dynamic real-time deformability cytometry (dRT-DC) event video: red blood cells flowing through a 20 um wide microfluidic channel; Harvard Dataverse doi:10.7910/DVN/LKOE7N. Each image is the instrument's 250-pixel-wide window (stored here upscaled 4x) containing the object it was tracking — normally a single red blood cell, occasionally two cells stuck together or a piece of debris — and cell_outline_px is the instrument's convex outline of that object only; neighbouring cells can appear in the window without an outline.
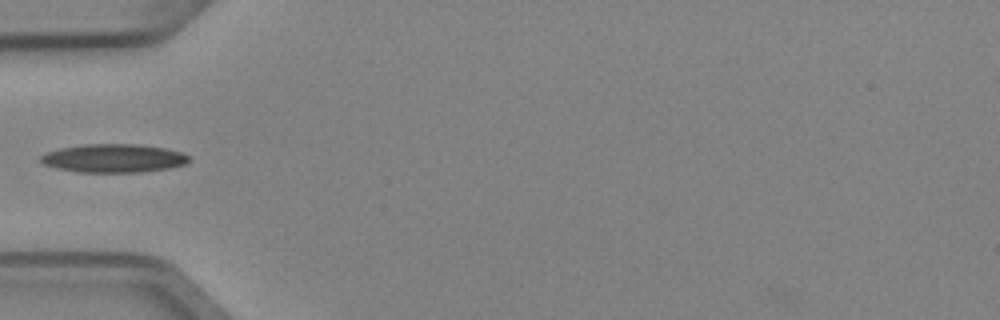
{"species": "Egyptian fruit bat (a non-hibernating species)", "species_latin": "Rousettus aegyptiacus", "temperature_condition": "cold", "stored_images_in_passage": 6, "camera_frame_rate_fps": 3000, "um_per_image_px": 0.085, "animal": {"sex": "female"}, "frame": {"image": 1, "passage_image": 5, "time_ms": 1.333, "image_size_px": [1000, 320], "cell_outline_px": [[192, 160], [184, 164], [168, 168], [140, 172], [80, 172], [56, 168], [44, 164], [40, 160], [40, 156], [48, 152], [60, 148], [84, 144], [140, 144], [164, 148], [180, 152], [188, 156]], "centroid_in_image_um": [9.66, 13.45], "position_along_channel_um": 75.3, "area_um2": 24.45}}
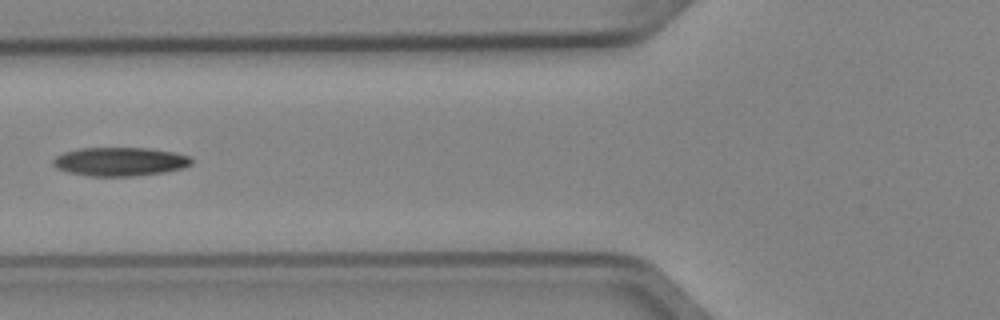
{"frame": {"image": 2, "passage_image": 6, "time_ms": 1.667, "image_size_px": [1000, 320], "cell_outline_px": [[192, 164], [184, 168], [164, 172], [136, 176], [88, 176], [68, 172], [56, 168], [52, 164], [52, 160], [56, 156], [64, 152], [80, 148], [148, 148], [172, 152], [192, 156]], "centroid_in_image_um": [10.2, 13.74], "position_along_channel_um": 115.6, "area_um2": 23.29}}